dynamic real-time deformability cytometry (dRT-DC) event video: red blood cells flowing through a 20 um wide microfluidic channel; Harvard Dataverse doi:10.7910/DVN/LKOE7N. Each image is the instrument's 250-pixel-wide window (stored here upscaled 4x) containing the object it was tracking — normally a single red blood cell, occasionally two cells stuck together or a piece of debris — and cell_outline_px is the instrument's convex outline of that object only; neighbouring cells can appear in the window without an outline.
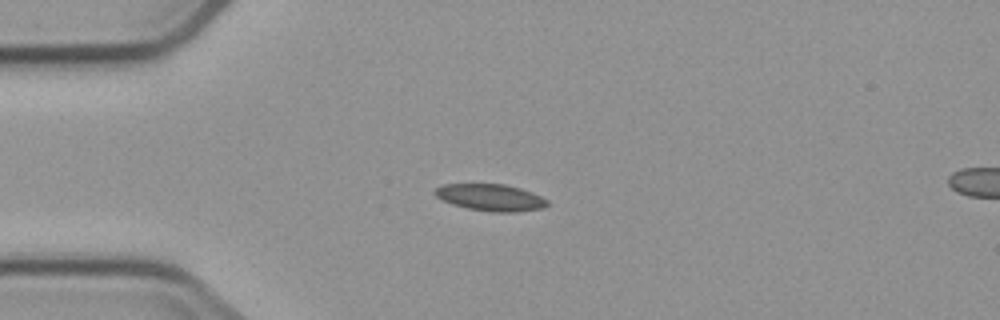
{"species": "common noctule bat (a hibernating species)", "species_latin": "Nyctalus noctula", "temperature_condition": "cold", "stored_images_in_passage": 7, "camera_frame_rate_fps": 3000, "um_per_image_px": 0.085, "animal": {"sex": "male", "body_mass_g": 23.1, "forearm_length_mm": 52.7}, "frame": {"image": 1, "passage_image": 4, "time_ms": 3.667, "image_size_px": [1000, 320], "cell_outline_px": [[548, 204], [544, 208], [516, 212], [492, 212], [468, 208], [452, 204], [436, 196], [432, 192], [440, 184], [504, 184], [520, 188], [532, 192], [548, 200]], "centroid_in_image_um": [41.7, 16.78], "position_along_channel_um": 43.3, "area_um2": 17.57}}
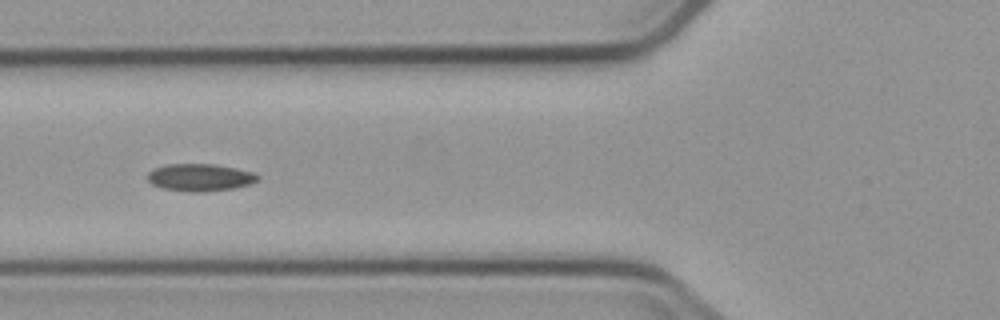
{"frame": {"image": 2, "passage_image": 6, "time_ms": 6.0, "image_size_px": [1000, 320], "cell_outline_px": [[260, 180], [248, 184], [232, 188], [208, 192], [188, 192], [164, 188], [152, 184], [148, 180], [148, 172], [156, 168], [168, 164], [212, 164], [236, 168], [256, 172], [260, 176]], "centroid_in_image_um": [17.05, 15.08], "position_along_channel_um": 108.8, "area_um2": 17.57}}
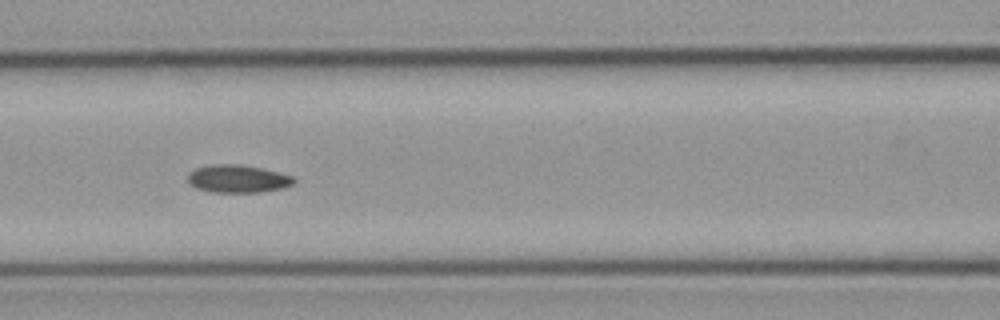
{"frame": {"image": 3, "passage_image": 7, "time_ms": 7.0, "image_size_px": [1000, 320], "cell_outline_px": [[296, 180], [292, 184], [284, 188], [260, 192], [212, 192], [196, 188], [188, 180], [188, 176], [196, 168], [212, 164], [240, 164], [260, 168], [296, 176]], "centroid_in_image_um": [20.26, 15.19], "position_along_channel_um": 146.3, "area_um2": 17.11}}